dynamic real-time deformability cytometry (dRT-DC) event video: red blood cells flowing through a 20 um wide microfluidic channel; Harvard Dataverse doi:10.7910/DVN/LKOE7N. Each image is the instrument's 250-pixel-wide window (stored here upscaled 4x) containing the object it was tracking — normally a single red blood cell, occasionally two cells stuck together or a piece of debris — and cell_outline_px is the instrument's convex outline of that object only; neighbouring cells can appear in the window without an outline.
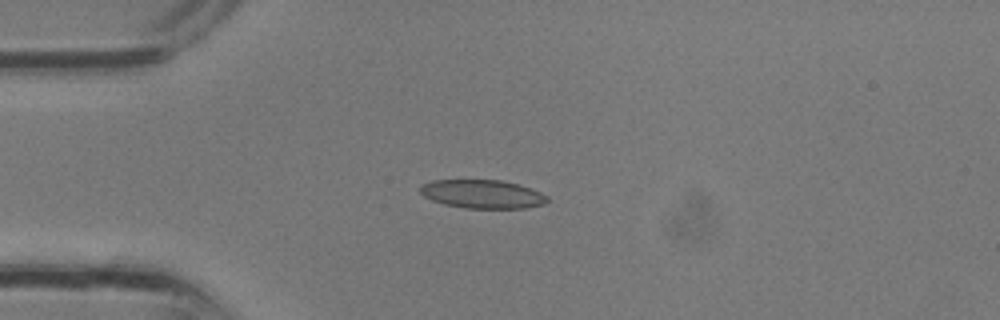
{"species": "common noctule bat (a hibernating species)", "species_latin": "Nyctalus noctula", "temperature_condition": "room temperature", "stored_images_in_passage": 26, "camera_frame_rate_fps": 3000, "um_per_image_px": 0.085, "animal": {"sex": "male", "body_mass_g": 13.3}, "frame": {"image": 1, "passage_image": 1, "time_ms": 0.0, "image_size_px": [1000, 320], "cell_outline_px": [[548, 200], [544, 204], [524, 208], [464, 208], [444, 204], [432, 200], [424, 196], [420, 192], [420, 188], [424, 184], [432, 180], [500, 180], [516, 184], [540, 192], [548, 196]], "centroid_in_image_um": [40.99, 16.5], "position_along_channel_um": 44.0, "area_um2": 20.92}}
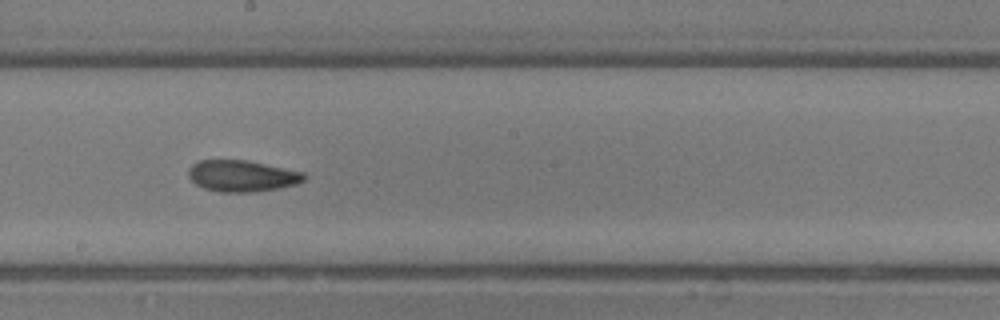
{"frame": {"image": 2, "passage_image": 11, "time_ms": 3.333, "image_size_px": [1000, 320], "cell_outline_px": [[308, 176], [304, 180], [296, 184], [280, 188], [252, 192], [220, 192], [204, 188], [196, 184], [188, 176], [188, 168], [192, 164], [200, 160], [248, 160], [304, 172]], "centroid_in_image_um": [20.58, 14.95], "position_along_channel_um": 227.6, "area_um2": 21.27}}
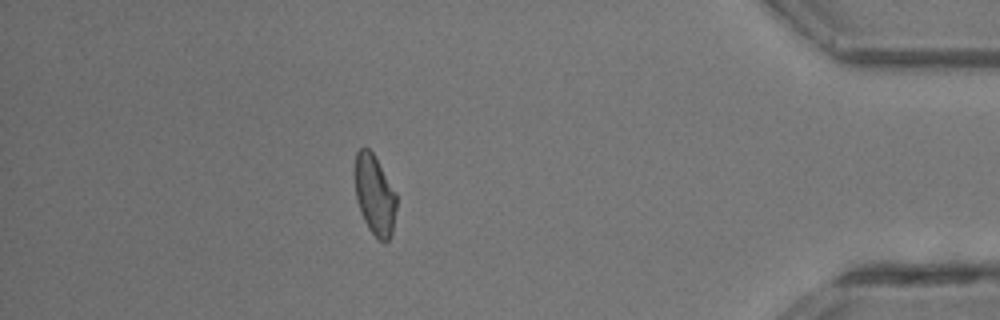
{"frame": {"image": 3, "passage_image": 22, "time_ms": 7.0, "image_size_px": [1000, 320], "cell_outline_px": [[396, 208], [392, 232], [388, 240], [384, 244], [368, 228], [360, 212], [356, 200], [352, 172], [356, 152], [364, 144], [372, 152], [396, 192]], "centroid_in_image_um": [31.79, 16.51], "position_along_channel_um": 403.4, "area_um2": 19.88}}